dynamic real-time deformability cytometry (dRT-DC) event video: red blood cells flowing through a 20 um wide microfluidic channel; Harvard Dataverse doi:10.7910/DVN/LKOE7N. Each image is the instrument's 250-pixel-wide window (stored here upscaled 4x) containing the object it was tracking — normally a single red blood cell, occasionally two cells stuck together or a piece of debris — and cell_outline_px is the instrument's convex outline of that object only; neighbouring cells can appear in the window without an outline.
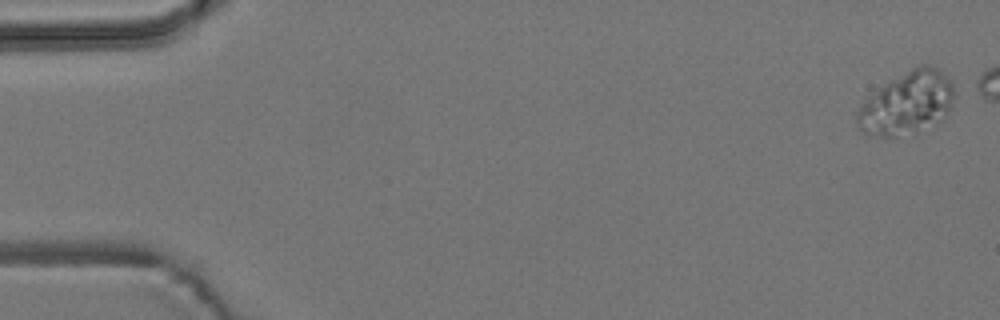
{"species": "common noctule bat (a hibernating species)", "species_latin": "Nyctalus noctula", "temperature_condition": "room temperature", "stored_images_in_passage": 7, "camera_frame_rate_fps": 3000, "um_per_image_px": 0.085, "animal": {"sex": "male", "body_mass_g": 19.2, "forearm_length_mm": 51.8}, "frame": {"image": 1, "passage_image": 1, "time_ms": 0.0, "image_size_px": [1000, 320], "cell_outline_px": [[956, 96], [944, 120], [916, 132], [896, 136], [868, 136], [856, 124], [856, 112], [868, 96], [884, 84], [912, 68], [920, 64], [928, 64], [940, 68], [952, 80], [956, 92]], "centroid_in_image_um": [77.15, 8.75], "position_along_channel_um": 7.8, "area_um2": 36.07}}
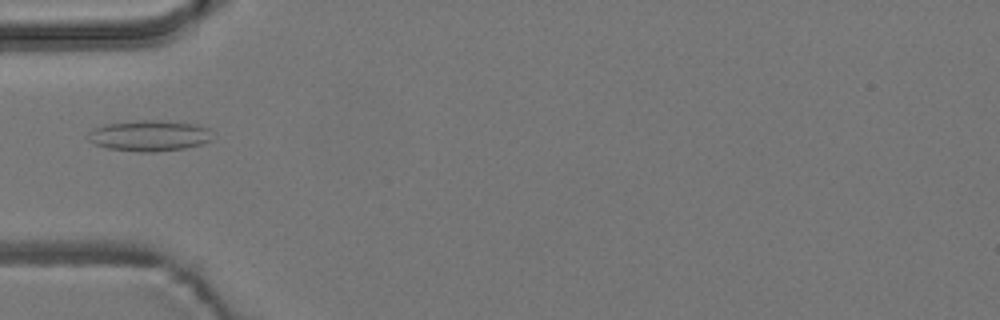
{"frame": {"image": 2, "passage_image": 6, "time_ms": 7.333, "image_size_px": [1000, 320], "cell_outline_px": [[216, 136], [212, 140], [200, 144], [184, 148], [152, 152], [140, 152], [108, 148], [96, 144], [88, 140], [88, 132], [92, 128], [104, 124], [140, 120], [164, 120], [196, 124], [208, 128]], "centroid_in_image_um": [12.72, 11.52], "position_along_channel_um": 72.3, "area_um2": 22.6}}
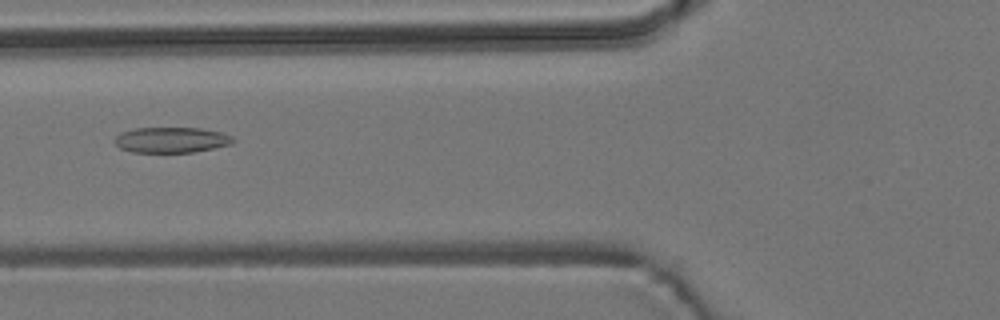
{"frame": {"image": 3, "passage_image": 7, "time_ms": 8.333, "image_size_px": [1000, 320], "cell_outline_px": [[236, 140], [232, 144], [192, 152], [132, 152], [120, 148], [112, 140], [120, 132], [136, 128], [200, 128], [220, 132], [232, 136]], "centroid_in_image_um": [14.54, 11.89], "position_along_channel_um": 111.3, "area_um2": 17.63}}